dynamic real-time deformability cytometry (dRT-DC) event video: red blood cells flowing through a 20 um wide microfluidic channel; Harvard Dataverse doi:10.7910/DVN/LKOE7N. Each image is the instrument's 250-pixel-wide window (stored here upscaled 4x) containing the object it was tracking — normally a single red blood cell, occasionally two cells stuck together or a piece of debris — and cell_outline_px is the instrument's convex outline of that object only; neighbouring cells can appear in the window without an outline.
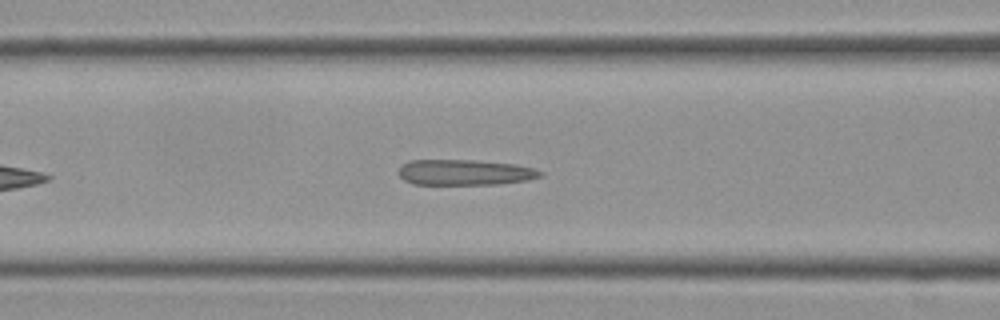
{"species": "Egyptian fruit bat (a non-hibernating species)", "species_latin": "Rousettus aegyptiacus", "temperature_condition": "cold", "stored_images_in_passage": 13, "camera_frame_rate_fps": 3000, "um_per_image_px": 0.085, "frame": {"image": 1, "passage_image": 11, "time_ms": 3.333, "image_size_px": [1000, 320], "cell_outline_px": [[544, 172], [540, 176], [528, 180], [496, 184], [412, 184], [404, 180], [400, 176], [400, 168], [408, 160], [472, 160], [516, 164], [532, 168]], "centroid_in_image_um": [39.51, 14.65], "position_along_channel_um": 127.1, "area_um2": 20.98}}